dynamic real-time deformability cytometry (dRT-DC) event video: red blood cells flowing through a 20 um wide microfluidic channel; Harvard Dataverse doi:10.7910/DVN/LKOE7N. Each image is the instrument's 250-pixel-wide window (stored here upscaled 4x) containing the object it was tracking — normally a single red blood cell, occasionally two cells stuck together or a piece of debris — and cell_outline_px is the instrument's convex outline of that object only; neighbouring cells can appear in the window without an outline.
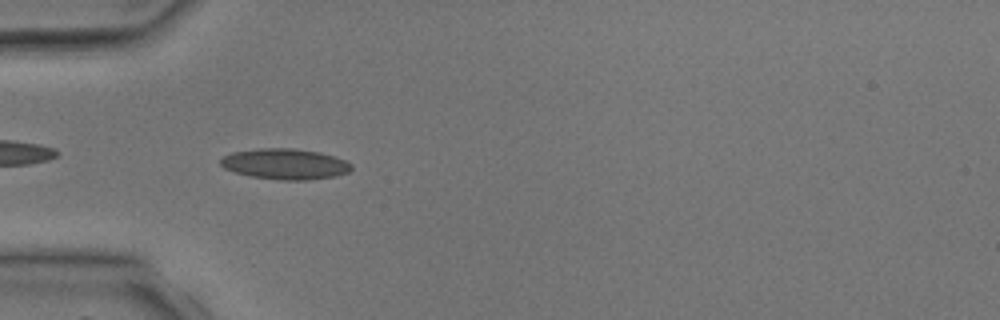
{"species": "common noctule bat (a hibernating species)", "species_latin": "Nyctalus noctula", "temperature_condition": "room temperature", "stored_images_in_passage": 6, "camera_frame_rate_fps": 3000, "um_per_image_px": 0.085, "animal": {"sex": "male", "body_mass_g": 17.9, "forearm_length_mm": 54.2}, "frame": {"image": 1, "passage_image": 5, "time_ms": 4.667, "image_size_px": [1000, 320], "cell_outline_px": [[352, 168], [348, 172], [336, 176], [308, 180], [280, 180], [252, 176], [236, 172], [224, 168], [220, 164], [220, 160], [224, 156], [232, 152], [260, 148], [292, 148], [320, 152], [344, 160], [352, 164]], "centroid_in_image_um": [24.24, 13.94], "position_along_channel_um": 60.8, "area_um2": 23.29}}